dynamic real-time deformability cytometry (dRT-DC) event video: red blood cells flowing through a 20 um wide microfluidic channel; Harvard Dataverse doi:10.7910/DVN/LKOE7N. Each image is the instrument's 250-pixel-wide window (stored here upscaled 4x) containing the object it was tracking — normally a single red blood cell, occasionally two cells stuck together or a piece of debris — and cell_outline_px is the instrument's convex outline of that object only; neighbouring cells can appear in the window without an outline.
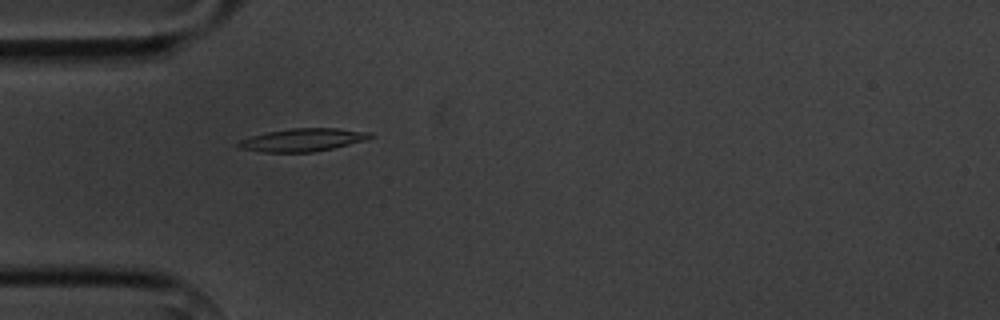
{"species": "common noctule bat (a hibernating species)", "species_latin": "Nyctalus noctula", "temperature_condition": "cold", "stored_images_in_passage": 1, "camera_frame_rate_fps": 3000, "um_per_image_px": 0.085, "animal": {"sex": "male", "body_mass_g": 20.1, "forearm_length_mm": 53.5}, "frame": {"image": 1, "passage_image": 1, "time_ms": 0.0, "image_size_px": [1000, 320], "cell_outline_px": [[376, 136], [364, 140], [332, 148], [312, 152], [260, 152], [240, 148], [236, 144], [240, 140], [252, 136], [268, 132], [292, 128], [336, 128], [372, 132]], "centroid_in_image_um": [25.75, 11.89], "position_along_channel_um": 59.3, "area_um2": 17.46}}